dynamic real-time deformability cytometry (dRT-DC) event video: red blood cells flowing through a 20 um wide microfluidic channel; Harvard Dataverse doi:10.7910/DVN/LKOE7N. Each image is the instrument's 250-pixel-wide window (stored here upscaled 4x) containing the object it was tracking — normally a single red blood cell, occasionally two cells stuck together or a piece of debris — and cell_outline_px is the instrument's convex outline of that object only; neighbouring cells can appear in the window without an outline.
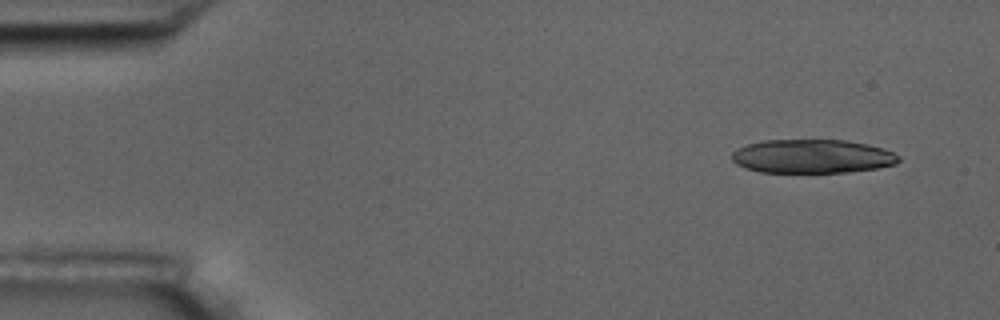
{"species": "common noctule bat (a hibernating species)", "species_latin": "Nyctalus noctula", "temperature_condition": "room temperature", "stored_images_in_passage": 4, "camera_frame_rate_fps": 3000, "um_per_image_px": 0.085, "animal": {"sex": "male", "body_mass_g": 17.5, "forearm_length_mm": 52.3}, "frame": {"image": 1, "passage_image": 1, "time_ms": 0.0, "image_size_px": [1000, 320], "cell_outline_px": [[900, 160], [896, 164], [876, 168], [848, 172], [760, 172], [744, 168], [736, 164], [732, 160], [732, 152], [736, 148], [748, 144], [764, 140], [848, 140], [868, 144], [892, 152], [900, 156]], "centroid_in_image_um": [69.02, 13.28], "position_along_channel_um": 16.0, "area_um2": 32.89}}